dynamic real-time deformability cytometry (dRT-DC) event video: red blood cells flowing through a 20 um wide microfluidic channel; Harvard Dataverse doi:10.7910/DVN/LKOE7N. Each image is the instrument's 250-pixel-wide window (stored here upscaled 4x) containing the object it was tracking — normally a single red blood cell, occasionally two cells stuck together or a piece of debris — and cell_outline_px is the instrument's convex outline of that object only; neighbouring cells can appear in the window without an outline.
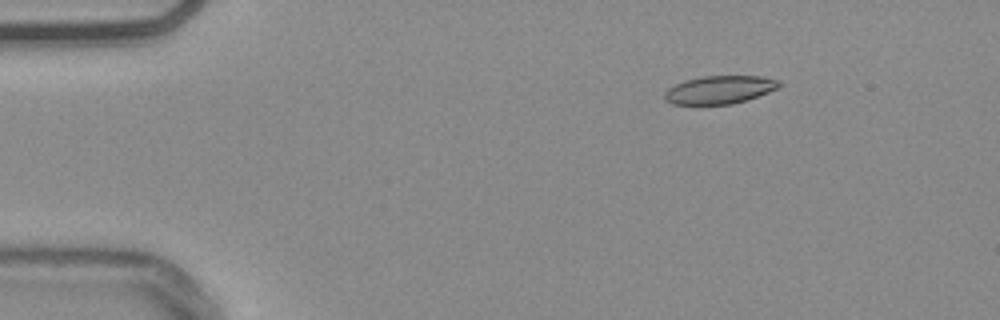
{"species": "common noctule bat (a hibernating species)", "species_latin": "Nyctalus noctula", "temperature_condition": "warm", "stored_images_in_passage": 48, "camera_frame_rate_fps": 3000, "um_per_image_px": 0.085, "animal": {"sex": "male", "body_mass_g": 20.4}, "frame": {"image": 1, "passage_image": 2, "time_ms": 0.333, "image_size_px": [1000, 320], "cell_outline_px": [[780, 84], [776, 88], [768, 92], [748, 100], [732, 104], [672, 104], [664, 100], [664, 92], [668, 88], [684, 80], [704, 76], [760, 76], [780, 80]], "centroid_in_image_um": [61.14, 7.63], "position_along_channel_um": 23.9, "area_um2": 18.73}}
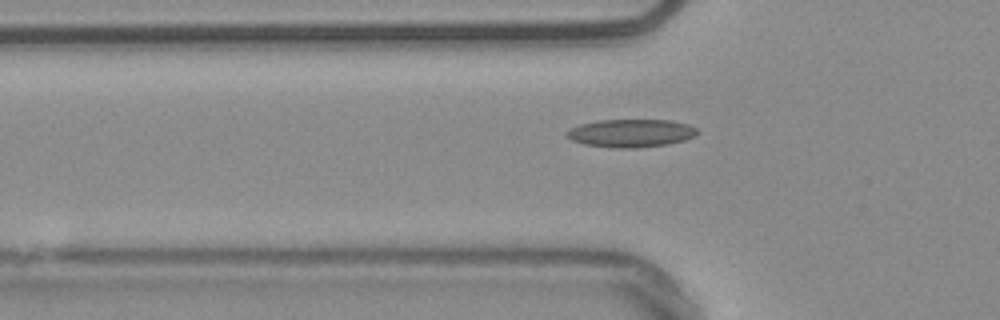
{"frame": {"image": 2, "passage_image": 12, "time_ms": 3.667, "image_size_px": [1000, 320], "cell_outline_px": [[700, 132], [696, 136], [684, 140], [668, 144], [636, 148], [612, 148], [584, 144], [572, 140], [568, 136], [568, 128], [580, 124], [596, 120], [672, 120], [688, 124], [696, 128]], "centroid_in_image_um": [53.66, 11.31], "position_along_channel_um": 72.1, "area_um2": 21.44}}
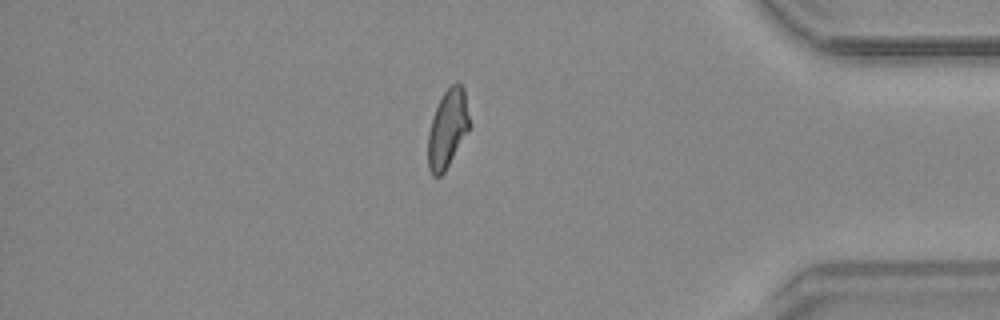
{"frame": {"image": 3, "passage_image": 40, "time_ms": 13.0, "image_size_px": [1000, 320], "cell_outline_px": [[468, 128], [444, 172], [440, 176], [432, 176], [428, 168], [428, 132], [432, 116], [444, 92], [456, 80], [460, 80], [464, 88], [468, 116]], "centroid_in_image_um": [38.0, 10.9], "position_along_channel_um": 397.2, "area_um2": 18.44}, "authors_computed_cell_mechanics": {"area_um2": 19.1896, "velocity_mm_per_s": 3.7877, "shape_relaxation_time_tau1_ms": null, "shape_relaxation_time_tau2_ms": 2.1884, "deformation_change_tau1": null, "deformation_change_tau2": 0.0901}}